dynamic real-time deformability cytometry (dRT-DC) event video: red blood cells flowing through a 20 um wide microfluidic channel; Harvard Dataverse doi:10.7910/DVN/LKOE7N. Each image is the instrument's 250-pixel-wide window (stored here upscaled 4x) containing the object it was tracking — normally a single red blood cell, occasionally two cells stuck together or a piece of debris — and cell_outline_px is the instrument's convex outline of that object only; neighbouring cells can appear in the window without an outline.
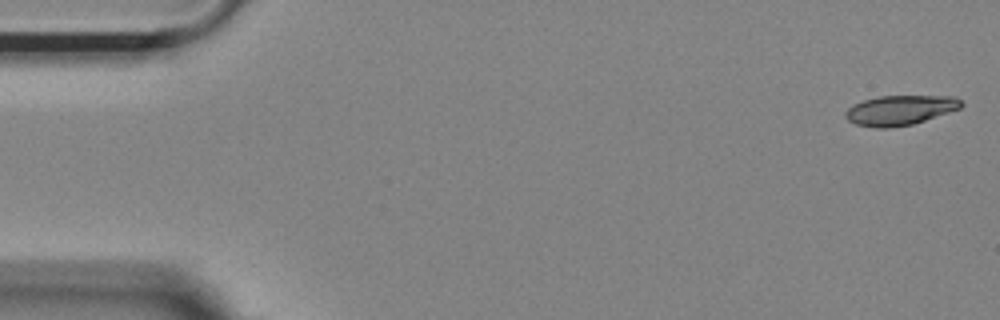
{"species": "Egyptian fruit bat (a non-hibernating species)", "species_latin": "Rousettus aegyptiacus", "temperature_condition": "room temperature", "stored_images_in_passage": 48, "camera_frame_rate_fps": 3000, "um_per_image_px": 0.085, "animal": {"sex": "female"}, "frame": {"image": 1, "passage_image": 1, "time_ms": 0.0, "image_size_px": [1000, 320], "cell_outline_px": [[964, 104], [960, 108], [912, 124], [888, 128], [876, 128], [856, 124], [848, 120], [844, 116], [844, 112], [852, 104], [864, 100], [880, 96], [952, 96], [960, 100]], "centroid_in_image_um": [76.46, 9.36], "position_along_channel_um": 8.5, "area_um2": 19.94}}
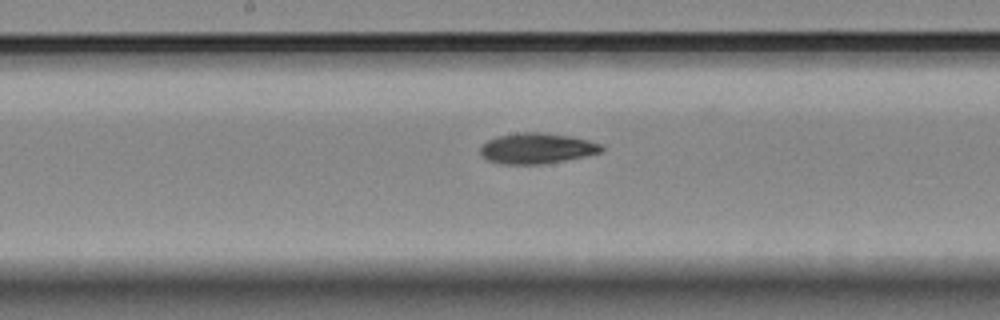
{"frame": {"image": 2, "passage_image": 27, "time_ms": 8.667, "image_size_px": [1000, 320], "cell_outline_px": [[604, 152], [544, 164], [500, 164], [488, 160], [480, 156], [480, 148], [488, 140], [496, 136], [516, 132], [540, 132], [572, 136], [588, 140], [600, 144], [604, 148]], "centroid_in_image_um": [45.62, 12.6], "position_along_channel_um": 202.6, "area_um2": 21.79}}
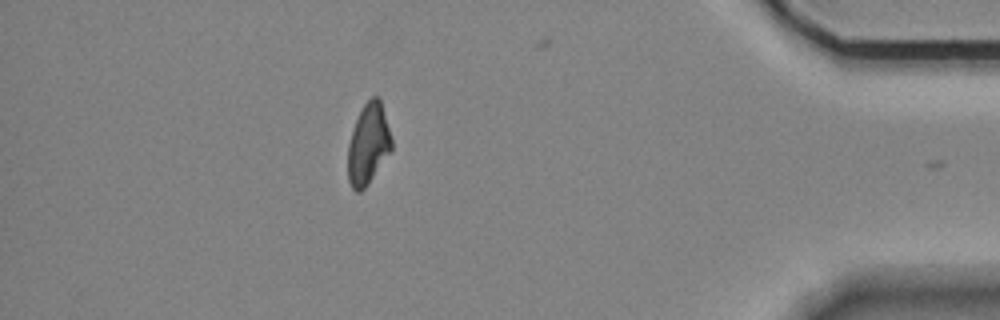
{"frame": {"image": 3, "passage_image": 47, "time_ms": 15.333, "image_size_px": [1000, 320], "cell_outline_px": [[392, 148], [364, 188], [360, 192], [356, 192], [352, 188], [348, 180], [348, 144], [356, 120], [364, 104], [372, 96], [380, 96], [392, 140]], "centroid_in_image_um": [31.29, 12.22], "position_along_channel_um": 403.9, "area_um2": 20.17}, "authors_computed_cell_mechanics": {"area_um2": 21.1548, "velocity_mm_per_s": 3.6958, "shape_relaxation_time_tau1_ms": 6.3328, "shape_relaxation_time_tau2_ms": 11.07, "deformation_change_tau1": 0.1595, "deformation_change_tau2": 0.1958}}